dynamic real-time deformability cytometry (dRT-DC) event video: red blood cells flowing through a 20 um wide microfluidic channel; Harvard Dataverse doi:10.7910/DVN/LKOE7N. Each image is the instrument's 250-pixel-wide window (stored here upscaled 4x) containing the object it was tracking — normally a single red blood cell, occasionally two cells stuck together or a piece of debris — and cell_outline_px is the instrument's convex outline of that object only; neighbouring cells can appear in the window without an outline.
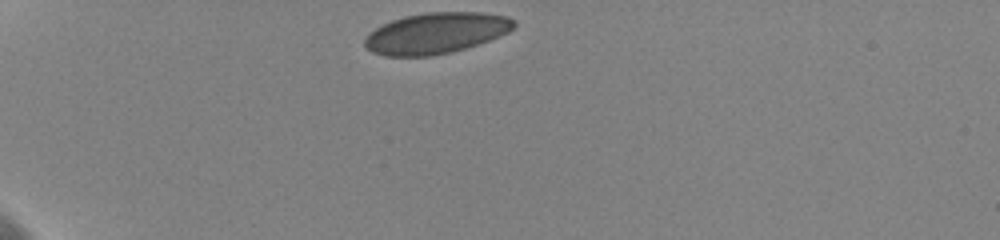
{"species": "human", "species_latin": "Homo sapiens", "temperature_condition": "cold", "stored_images_in_passage": 39, "camera_frame_rate_fps": 3000, "um_per_image_px": 0.085, "donor": {"sex": "female"}, "frame": {"image": 1, "passage_image": 1, "time_ms": 0.0, "image_size_px": [1000, 240], "cell_outline_px": [[516, 24], [508, 32], [488, 40], [452, 52], [428, 56], [384, 56], [372, 52], [364, 48], [364, 40], [368, 32], [392, 20], [404, 16], [428, 12], [480, 12], [508, 16]], "centroid_in_image_um": [37.01, 2.82], "position_along_channel_um": 48.0, "area_um2": 35.49}}